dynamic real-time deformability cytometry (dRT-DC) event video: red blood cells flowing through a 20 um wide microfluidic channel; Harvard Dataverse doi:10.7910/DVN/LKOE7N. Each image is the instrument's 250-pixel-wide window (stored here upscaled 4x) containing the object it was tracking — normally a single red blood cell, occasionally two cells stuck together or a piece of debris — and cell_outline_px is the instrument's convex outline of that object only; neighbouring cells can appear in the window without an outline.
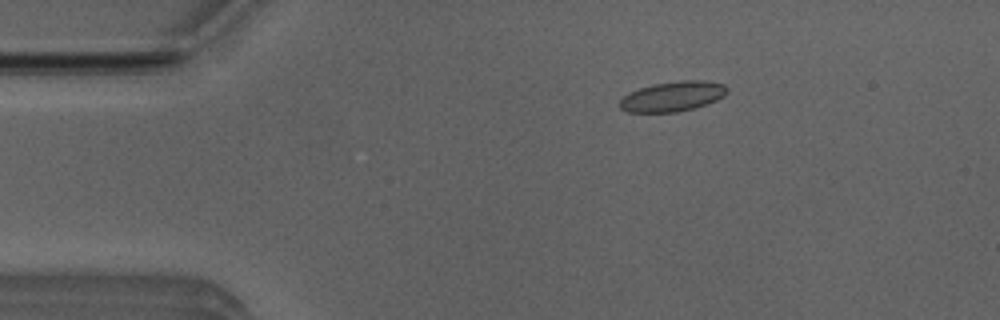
{"species": "Egyptian fruit bat (a non-hibernating species)", "species_latin": "Rousettus aegyptiacus", "temperature_condition": "room temperature", "stored_images_in_passage": 52, "camera_frame_rate_fps": 3000, "um_per_image_px": 0.085, "animal": {"sex": "male"}, "frame": {"image": 1, "passage_image": 8, "time_ms": 2.333, "image_size_px": [1000, 320], "cell_outline_px": [[728, 92], [724, 96], [716, 100], [696, 108], [676, 112], [628, 112], [620, 108], [620, 100], [628, 92], [652, 84], [680, 80], [704, 80], [724, 84], [728, 88]], "centroid_in_image_um": [57.19, 8.18], "position_along_channel_um": 27.8, "area_um2": 18.9}}
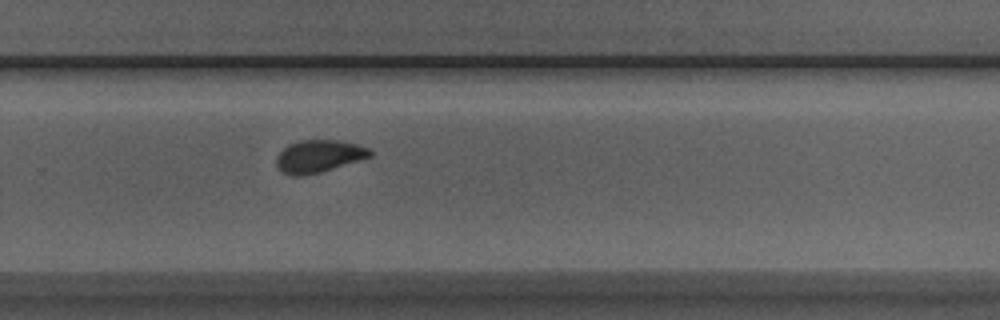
{"frame": {"image": 2, "passage_image": 34, "time_ms": 11.0, "image_size_px": [1000, 320], "cell_outline_px": [[372, 156], [320, 172], [304, 176], [288, 176], [276, 164], [276, 156], [288, 144], [304, 140], [340, 140], [356, 144], [368, 148], [372, 152]], "centroid_in_image_um": [27.08, 13.28], "position_along_channel_um": 302.7, "area_um2": 17.57}}
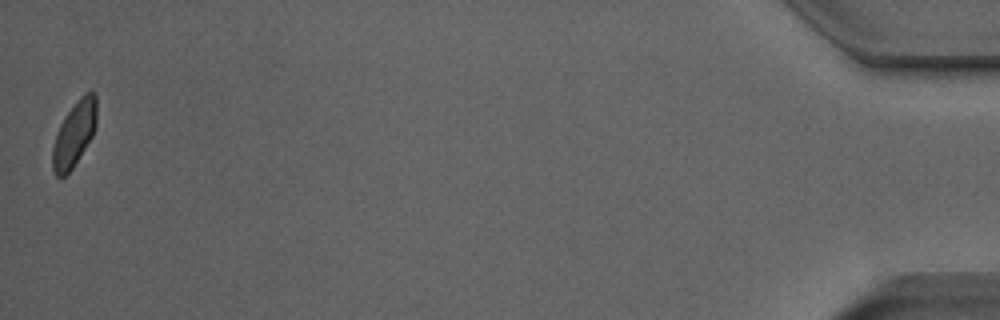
{"frame": {"image": 3, "passage_image": 52, "time_ms": 17.0, "image_size_px": [1000, 320], "cell_outline_px": [[96, 128], [92, 136], [72, 168], [60, 180], [56, 176], [52, 168], [52, 148], [60, 124], [64, 116], [80, 96], [84, 92], [96, 92]], "centroid_in_image_um": [6.31, 11.38], "position_along_channel_um": 428.9, "area_um2": 16.7}, "authors_computed_cell_mechanics": {"area_um2": 17.8602, "velocity_mm_per_s": 3.7999, "shape_relaxation_time_tau1_ms": 4.4493, "shape_relaxation_time_tau2_ms": 0.8823, "deformation_change_tau1": 0.1125, "deformation_change_tau2": 0.0592}}